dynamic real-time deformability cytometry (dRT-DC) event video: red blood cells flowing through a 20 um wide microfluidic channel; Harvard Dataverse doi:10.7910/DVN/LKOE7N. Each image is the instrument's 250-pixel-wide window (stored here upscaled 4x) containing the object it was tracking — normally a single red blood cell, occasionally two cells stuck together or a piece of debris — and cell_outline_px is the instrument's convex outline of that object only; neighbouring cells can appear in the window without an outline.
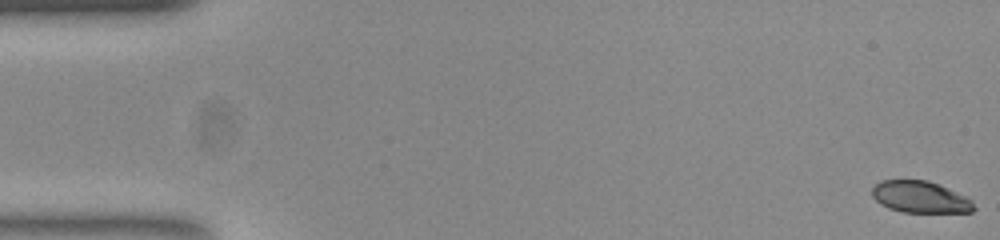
{"species": "common noctule bat (a hibernating species)", "species_latin": "Nyctalus noctula", "temperature_condition": "room temperature", "stored_images_in_passage": 54, "camera_frame_rate_fps": 3000, "um_per_image_px": 0.085, "animal": {"sex": "female", "body_mass_g": 23.0, "forearm_length_mm": 53.4}, "frame": {"image": 1, "passage_image": 1, "time_ms": 0.0, "image_size_px": [1000, 240], "cell_outline_px": [[976, 208], [972, 212], [904, 212], [888, 208], [880, 204], [872, 196], [872, 188], [880, 180], [928, 180], [940, 184], [968, 196], [972, 200]], "centroid_in_image_um": [78.25, 16.74], "position_along_channel_um": 6.7, "area_um2": 19.07}}
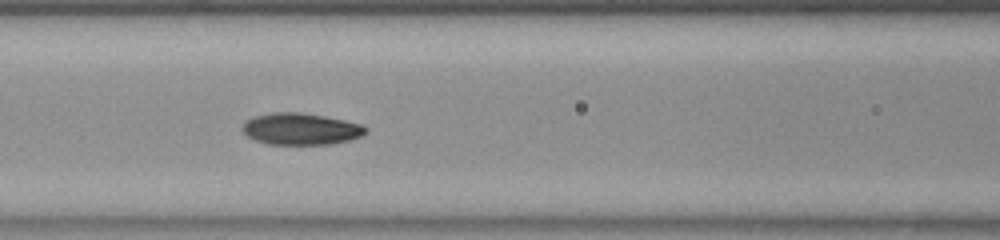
{"frame": {"image": 2, "passage_image": 23, "time_ms": 7.333, "image_size_px": [1000, 240], "cell_outline_px": [[368, 132], [360, 136], [348, 140], [332, 144], [268, 144], [256, 140], [248, 136], [240, 128], [244, 120], [252, 116], [272, 112], [300, 112], [324, 116], [344, 120], [360, 124], [368, 128]], "centroid_in_image_um": [25.53, 10.95], "position_along_channel_um": 141.1, "area_um2": 22.89}}
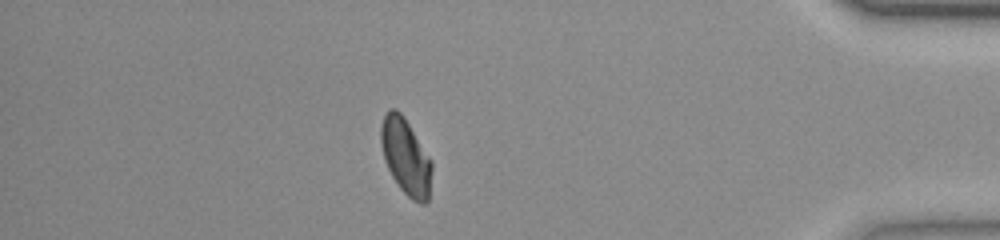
{"frame": {"image": 3, "passage_image": 47, "time_ms": 15.333, "image_size_px": [1000, 240], "cell_outline_px": [[432, 168], [428, 200], [424, 204], [420, 204], [412, 200], [400, 188], [392, 176], [384, 160], [380, 140], [380, 128], [384, 116], [388, 108], [396, 108], [404, 116], [432, 160]], "centroid_in_image_um": [34.48, 13.3], "position_along_channel_um": 400.7, "area_um2": 22.72}, "authors_computed_cell_mechanics": {"area_um2": 22.3975, "velocity_mm_per_s": 3.7988, "shape_relaxation_time_tau1_ms": 3.8145, "shape_relaxation_time_tau2_ms": 3.3183, "deformation_change_tau1": 0.116, "deformation_change_tau2": 0.0662}}